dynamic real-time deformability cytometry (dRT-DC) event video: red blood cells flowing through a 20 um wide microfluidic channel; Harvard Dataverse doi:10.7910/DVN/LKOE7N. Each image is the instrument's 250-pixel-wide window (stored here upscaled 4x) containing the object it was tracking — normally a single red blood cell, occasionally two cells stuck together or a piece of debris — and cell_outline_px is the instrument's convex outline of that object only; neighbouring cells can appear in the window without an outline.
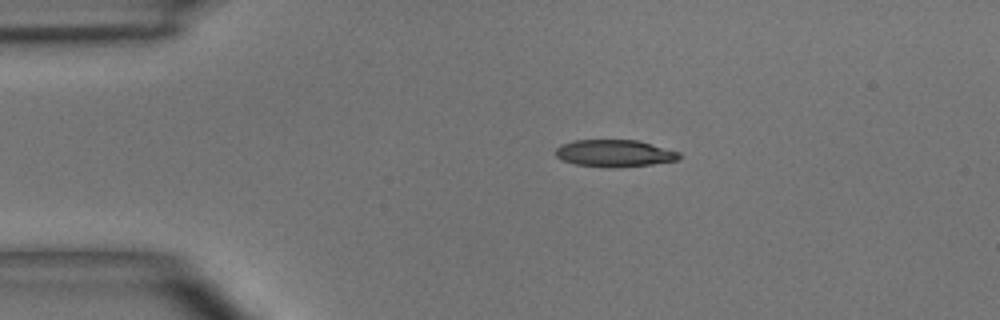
{"species": "common noctule bat (a hibernating species)", "species_latin": "Nyctalus noctula", "temperature_condition": "room temperature", "stored_images_in_passage": 2, "camera_frame_rate_fps": 3000, "um_per_image_px": 0.085, "animal": {"sex": "male", "body_mass_g": 15.6}, "frame": {"image": 1, "passage_image": 1, "time_ms": 0.0, "image_size_px": [1000, 320], "cell_outline_px": [[680, 156], [676, 160], [652, 164], [612, 168], [576, 164], [560, 160], [556, 156], [556, 148], [560, 144], [572, 140], [636, 140], [652, 144], [680, 152]], "centroid_in_image_um": [52.19, 13.02], "position_along_channel_um": 32.8, "area_um2": 19.48}}